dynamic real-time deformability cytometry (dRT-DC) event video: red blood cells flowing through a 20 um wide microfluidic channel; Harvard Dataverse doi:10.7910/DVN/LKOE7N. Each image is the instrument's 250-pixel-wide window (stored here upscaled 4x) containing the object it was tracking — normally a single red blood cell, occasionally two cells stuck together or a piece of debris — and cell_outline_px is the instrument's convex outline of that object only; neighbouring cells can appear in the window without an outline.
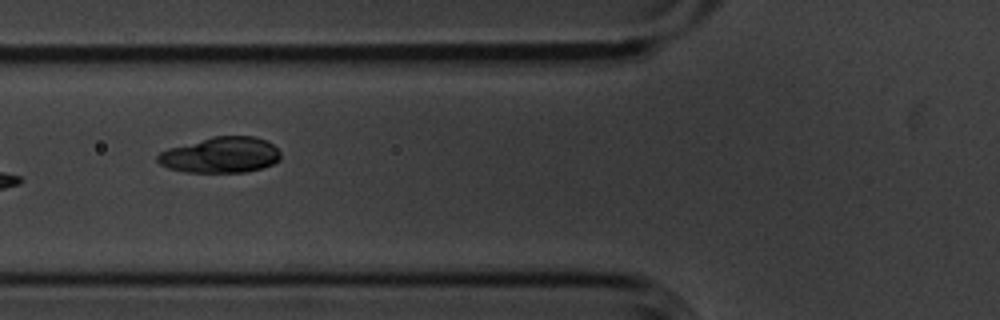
{"species": "common noctule bat (a hibernating species)", "species_latin": "Nyctalus noctula", "temperature_condition": "cold", "stored_images_in_passage": 7, "camera_frame_rate_fps": 3000, "um_per_image_px": 0.085, "animal": {"sex": "male", "body_mass_g": 20.1, "forearm_length_mm": 53.5}, "frame": {"image": 1, "passage_image": 6, "time_ms": 1.667, "image_size_px": [1000, 320], "cell_outline_px": [[280, 160], [272, 164], [260, 168], [244, 172], [184, 172], [168, 168], [160, 164], [156, 160], [156, 156], [160, 152], [168, 148], [212, 136], [256, 136], [272, 144], [280, 152]], "centroid_in_image_um": [18.72, 13.17], "position_along_channel_um": 107.1, "area_um2": 25.66}}
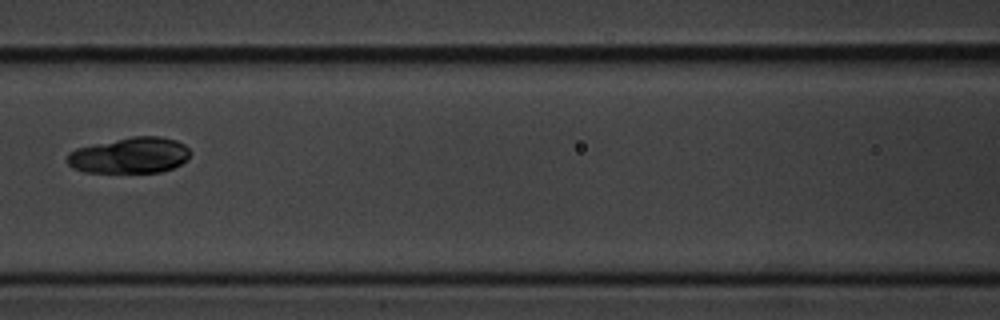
{"frame": {"image": 2, "passage_image": 7, "time_ms": 2.0, "image_size_px": [1000, 320], "cell_outline_px": [[192, 152], [188, 160], [172, 168], [160, 172], [84, 172], [72, 168], [68, 164], [68, 152], [76, 148], [132, 136], [160, 136], [176, 140], [184, 144]], "centroid_in_image_um": [11.06, 13.2], "position_along_channel_um": 155.5, "area_um2": 25.84}}